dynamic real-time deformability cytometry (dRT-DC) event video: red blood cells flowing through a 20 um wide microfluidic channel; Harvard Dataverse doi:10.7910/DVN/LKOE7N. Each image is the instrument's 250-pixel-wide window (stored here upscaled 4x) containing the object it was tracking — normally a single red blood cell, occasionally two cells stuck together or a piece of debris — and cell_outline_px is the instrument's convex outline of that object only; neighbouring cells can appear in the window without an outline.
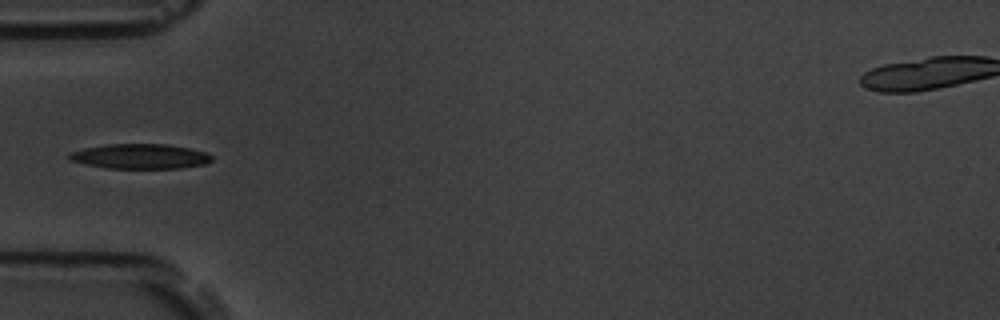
{"species": "common noctule bat (a hibernating species)", "species_latin": "Nyctalus noctula", "temperature_condition": "room temperature", "stored_images_in_passage": 5, "camera_frame_rate_fps": 3000, "um_per_image_px": 0.085, "animal": {"sex": "male", "body_mass_g": 19.5, "forearm_length_mm": 54.6}, "frame": {"image": 1, "passage_image": 5, "time_ms": 4.667, "image_size_px": [1000, 320], "cell_outline_px": [[212, 160], [204, 164], [180, 168], [108, 168], [88, 164], [72, 160], [68, 156], [68, 152], [84, 148], [108, 144], [168, 144], [188, 148], [204, 152], [212, 156]], "centroid_in_image_um": [11.91, 13.28], "position_along_channel_um": 73.1, "area_um2": 20.4}}